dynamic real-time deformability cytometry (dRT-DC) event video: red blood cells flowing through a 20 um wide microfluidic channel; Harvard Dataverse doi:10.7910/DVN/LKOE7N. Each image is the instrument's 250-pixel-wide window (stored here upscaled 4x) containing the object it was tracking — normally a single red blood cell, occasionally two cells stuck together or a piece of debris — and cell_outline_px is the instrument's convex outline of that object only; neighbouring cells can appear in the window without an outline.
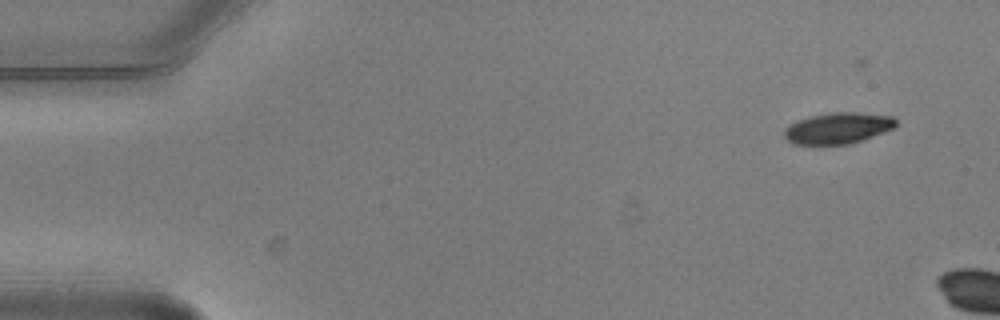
{"species": "common noctule bat (a hibernating species)", "species_latin": "Nyctalus noctula", "temperature_condition": "warm", "stored_images_in_passage": 2, "camera_frame_rate_fps": 3000, "um_per_image_px": 0.085, "animal": {"sex": "male", "body_mass_g": 20.5, "forearm_length_mm": 52.5}, "frame": {"image": 1, "passage_image": 1, "time_ms": 0.0, "image_size_px": [1000, 320], "cell_outline_px": [[896, 124], [892, 128], [860, 140], [848, 144], [792, 144], [784, 136], [784, 132], [792, 124], [800, 120], [812, 116], [832, 112], [856, 112], [892, 116], [896, 120]], "centroid_in_image_um": [71.22, 10.88], "position_along_channel_um": 13.8, "area_um2": 19.65}}